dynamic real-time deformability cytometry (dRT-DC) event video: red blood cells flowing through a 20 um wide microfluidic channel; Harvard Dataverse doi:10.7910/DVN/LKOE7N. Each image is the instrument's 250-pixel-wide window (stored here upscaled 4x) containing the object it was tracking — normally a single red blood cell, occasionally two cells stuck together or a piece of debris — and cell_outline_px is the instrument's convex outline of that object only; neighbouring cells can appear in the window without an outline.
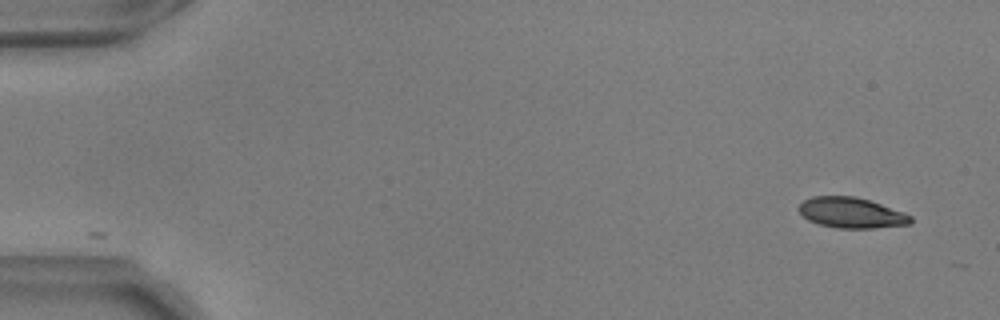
{"species": "common noctule bat (a hibernating species)", "species_latin": "Nyctalus noctula", "temperature_condition": "warm", "stored_images_in_passage": 39, "camera_frame_rate_fps": 3000, "um_per_image_px": 0.085, "animal": {"sex": "male", "body_mass_g": 17.9, "forearm_length_mm": 54.2}, "frame": {"image": 1, "passage_image": 1, "time_ms": 0.0, "image_size_px": [1000, 320], "cell_outline_px": [[912, 224], [872, 228], [840, 228], [820, 224], [808, 220], [796, 208], [804, 200], [812, 196], [856, 196], [904, 212], [912, 216]], "centroid_in_image_um": [72.36, 18.08], "position_along_channel_um": 12.6, "area_um2": 19.83}}
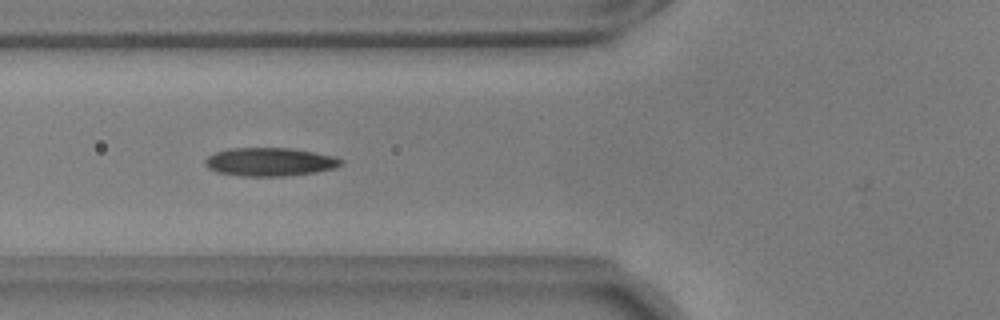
{"frame": {"image": 2, "passage_image": 19, "time_ms": 6.0, "image_size_px": [1000, 320], "cell_outline_px": [[344, 160], [336, 168], [316, 172], [284, 176], [244, 176], [216, 172], [208, 168], [204, 164], [204, 160], [208, 156], [216, 152], [228, 148], [292, 148], [332, 156]], "centroid_in_image_um": [22.9, 13.76], "position_along_channel_um": 102.9, "area_um2": 22.43}}
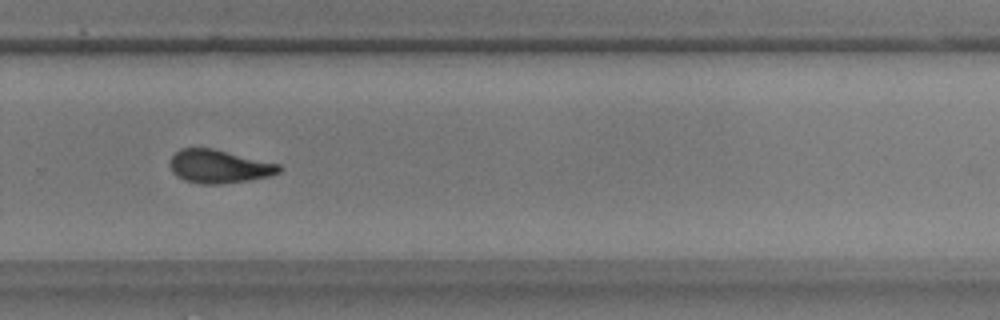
{"frame": {"image": 3, "passage_image": 36, "time_ms": 11.667, "image_size_px": [1000, 320], "cell_outline_px": [[284, 168], [280, 172], [268, 176], [248, 180], [220, 184], [200, 184], [184, 180], [176, 176], [172, 172], [168, 164], [172, 156], [180, 148], [212, 148], [280, 164]], "centroid_in_image_um": [18.6, 14.15], "position_along_channel_um": 311.2, "area_um2": 21.27}}